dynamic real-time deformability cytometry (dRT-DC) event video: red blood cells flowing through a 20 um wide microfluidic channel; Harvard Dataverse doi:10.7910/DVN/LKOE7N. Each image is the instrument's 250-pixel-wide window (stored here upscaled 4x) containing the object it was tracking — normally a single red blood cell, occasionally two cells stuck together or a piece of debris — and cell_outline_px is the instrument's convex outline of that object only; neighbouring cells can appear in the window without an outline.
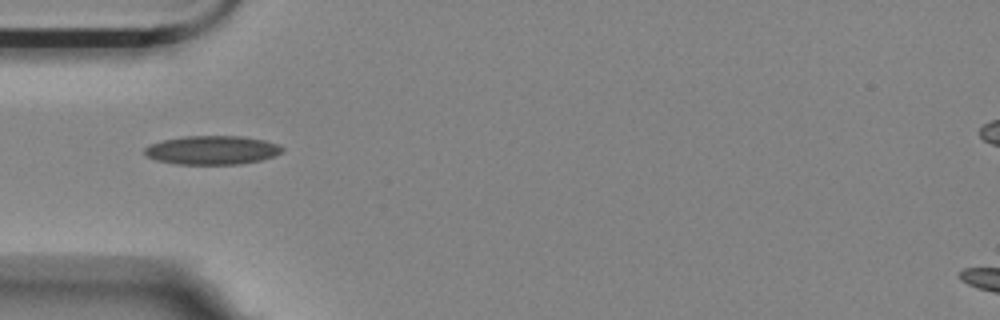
{"species": "Egyptian fruit bat (a non-hibernating species)", "species_latin": "Rousettus aegyptiacus", "temperature_condition": "room temperature", "stored_images_in_passage": 40, "camera_frame_rate_fps": 3000, "um_per_image_px": 0.085, "animal": {"sex": "female"}, "frame": {"image": 1, "passage_image": 1, "time_ms": 0.0, "image_size_px": [1000, 320], "cell_outline_px": [[284, 152], [260, 160], [240, 164], [176, 164], [156, 160], [144, 156], [144, 148], [148, 144], [164, 140], [184, 136], [240, 136], [264, 140], [280, 144], [284, 148]], "centroid_in_image_um": [18.01, 12.76], "position_along_channel_um": 67.0, "area_um2": 23.24}}
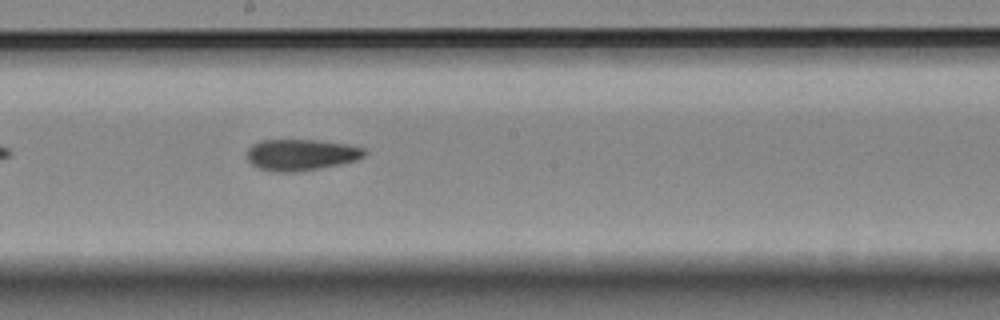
{"frame": {"image": 2, "passage_image": 14, "time_ms": 4.333, "image_size_px": [1000, 320], "cell_outline_px": [[368, 152], [364, 156], [356, 160], [340, 164], [320, 168], [296, 172], [276, 172], [256, 168], [244, 156], [248, 148], [252, 144], [260, 140], [316, 140], [344, 144], [364, 148]], "centroid_in_image_um": [25.53, 13.16], "position_along_channel_um": 222.7, "area_um2": 21.62}}
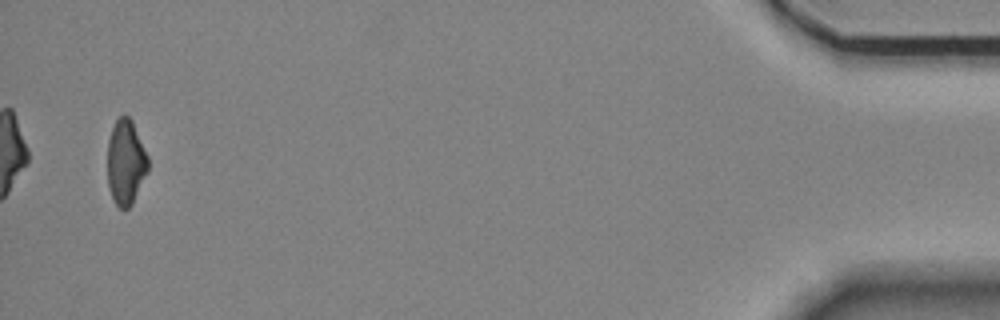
{"frame": {"image": 3, "passage_image": 38, "time_ms": 12.333, "image_size_px": [1000, 320], "cell_outline_px": [[148, 172], [132, 204], [128, 208], [120, 208], [112, 200], [108, 188], [108, 140], [112, 128], [116, 120], [124, 112], [132, 120], [148, 156]], "centroid_in_image_um": [10.69, 13.79], "position_along_channel_um": 424.5, "area_um2": 20.29}, "authors_computed_cell_mechanics": {"area_um2": 21.2993, "velocity_mm_per_s": 3.5742, "shape_relaxation_time_tau1_ms": null, "shape_relaxation_time_tau2_ms": 8.2494, "deformation_change_tau1": null, "deformation_change_tau2": 0.1661}}